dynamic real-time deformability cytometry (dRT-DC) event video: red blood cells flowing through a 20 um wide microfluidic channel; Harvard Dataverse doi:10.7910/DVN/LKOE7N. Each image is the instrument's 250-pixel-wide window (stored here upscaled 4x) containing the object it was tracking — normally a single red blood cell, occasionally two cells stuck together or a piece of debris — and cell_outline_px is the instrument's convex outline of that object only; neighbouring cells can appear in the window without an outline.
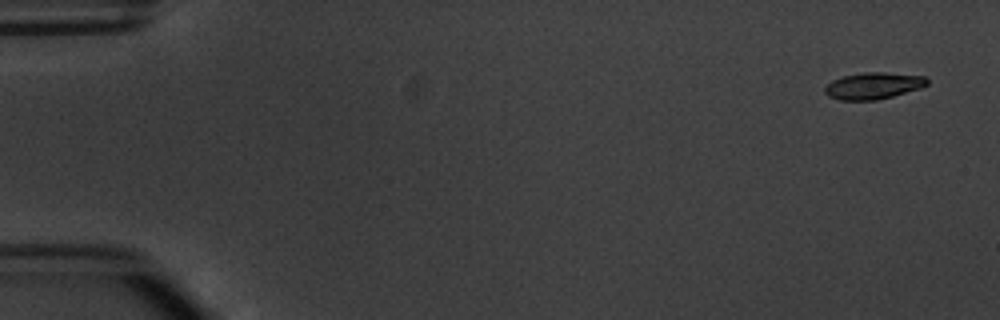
{"species": "common noctule bat (a hibernating species)", "species_latin": "Nyctalus noctula", "temperature_condition": "warm", "stored_images_in_passage": 5, "camera_frame_rate_fps": 3000, "um_per_image_px": 0.085, "animal": {"sex": "male", "body_mass_g": 20.1, "forearm_length_mm": 53.5}, "frame": {"image": 1, "passage_image": 1, "time_ms": 0.0, "image_size_px": [1000, 320], "cell_outline_px": [[928, 84], [920, 88], [892, 96], [876, 100], [840, 100], [828, 96], [824, 92], [824, 88], [832, 80], [844, 76], [864, 72], [884, 72], [928, 76]], "centroid_in_image_um": [74.25, 7.28], "position_along_channel_um": 10.8, "area_um2": 15.9}}
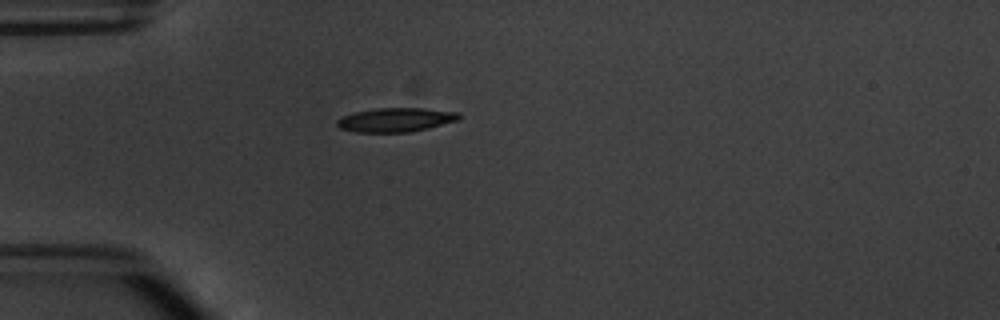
{"frame": {"image": 2, "passage_image": 4, "time_ms": 4.333, "image_size_px": [1000, 320], "cell_outline_px": [[460, 120], [412, 132], [356, 132], [340, 128], [336, 124], [336, 120], [344, 116], [356, 112], [376, 108], [420, 108], [460, 112]], "centroid_in_image_um": [33.67, 10.19], "position_along_channel_um": 51.3, "area_um2": 17.05}}